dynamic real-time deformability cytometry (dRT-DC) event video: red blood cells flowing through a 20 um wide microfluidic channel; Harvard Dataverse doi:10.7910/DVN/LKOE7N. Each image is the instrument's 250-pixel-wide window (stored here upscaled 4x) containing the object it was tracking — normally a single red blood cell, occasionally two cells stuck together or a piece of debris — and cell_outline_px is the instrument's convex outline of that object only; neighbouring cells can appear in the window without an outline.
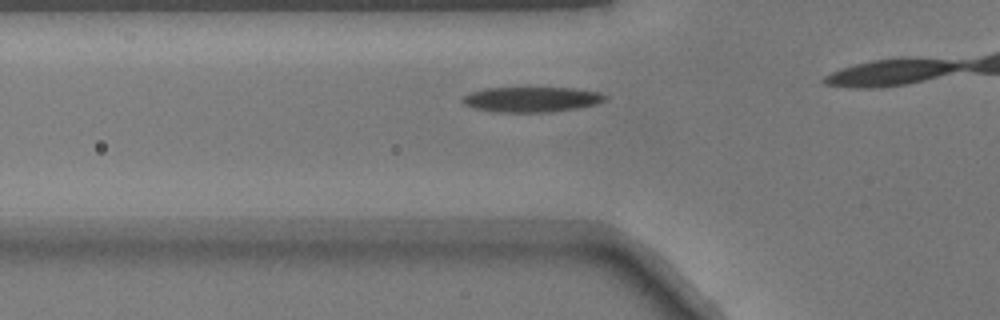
{"species": "common noctule bat (a hibernating species)", "species_latin": "Nyctalus noctula", "temperature_condition": "warm", "stored_images_in_passage": 10, "camera_frame_rate_fps": 3000, "um_per_image_px": 0.085, "animal": {"sex": "male", "body_mass_g": 17.9}, "frame": {"image": 1, "passage_image": 5, "time_ms": 1.333, "image_size_px": [1000, 320], "cell_outline_px": [[608, 96], [604, 100], [596, 104], [580, 108], [548, 112], [496, 112], [476, 108], [464, 104], [460, 100], [468, 92], [484, 88], [576, 88], [600, 92]], "centroid_in_image_um": [45.19, 8.44], "position_along_channel_um": 80.6, "area_um2": 21.04}}
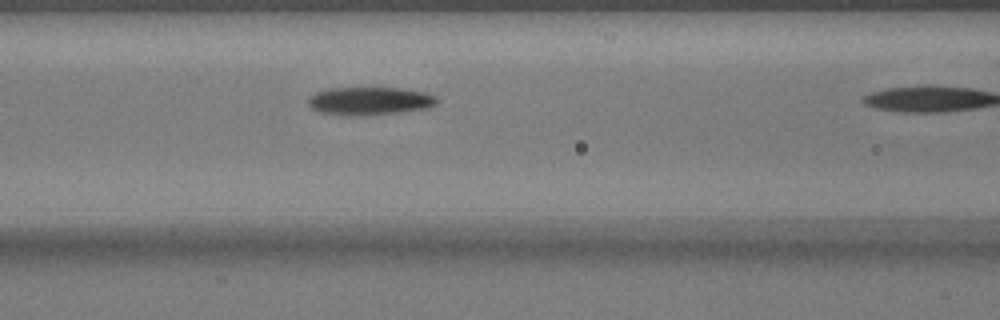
{"frame": {"image": 2, "passage_image": 9, "time_ms": 2.667, "image_size_px": [1000, 320], "cell_outline_px": [[440, 100], [436, 104], [424, 108], [396, 112], [364, 116], [348, 116], [316, 112], [308, 104], [308, 96], [316, 92], [332, 88], [400, 88], [424, 92], [436, 96]], "centroid_in_image_um": [31.37, 8.59], "position_along_channel_um": 135.2, "area_um2": 21.1}}